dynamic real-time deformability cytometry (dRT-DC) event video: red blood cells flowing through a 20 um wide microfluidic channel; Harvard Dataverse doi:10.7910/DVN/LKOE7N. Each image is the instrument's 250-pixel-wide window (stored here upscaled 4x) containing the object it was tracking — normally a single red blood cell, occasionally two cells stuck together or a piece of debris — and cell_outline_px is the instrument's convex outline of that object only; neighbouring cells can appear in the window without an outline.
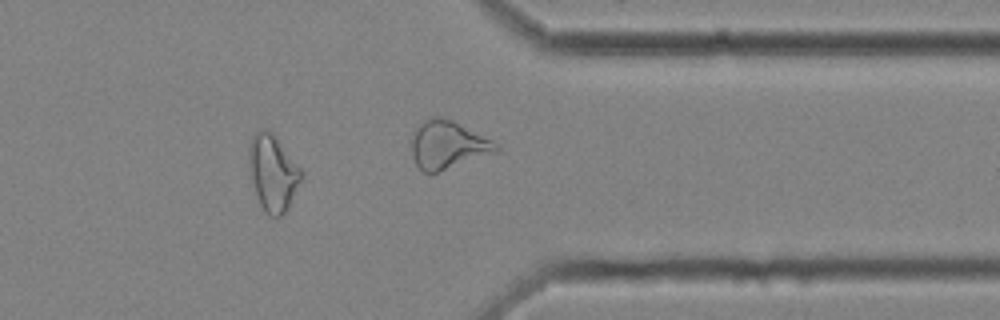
{"species": "common noctule bat (a hibernating species)", "species_latin": "Nyctalus noctula", "temperature_condition": "cold", "stored_images_in_passage": 38, "camera_frame_rate_fps": 3000, "um_per_image_px": 0.085, "animal": {"sex": "female", "body_mass_g": 25.1}, "frame": {"image": 1, "passage_image": 27, "time_ms": 8.667, "image_size_px": [1000, 320], "cell_outline_px": [[304, 176], [288, 208], [276, 220], [268, 216], [264, 212], [260, 204], [252, 180], [248, 160], [248, 148], [252, 136], [260, 128], [268, 128], [276, 136], [304, 172]], "centroid_in_image_um": [23.21, 14.69], "position_along_channel_um": 388.2, "area_um2": 23.64}, "authors_computed_cell_mechanics": {"area_um2": 20.1433, "velocity_mm_per_s": 3.5143, "shape_relaxation_time_tau1_ms": null, "shape_relaxation_time_tau2_ms": 2.089, "deformation_change_tau1": null, "deformation_change_tau2": 0.0805}}